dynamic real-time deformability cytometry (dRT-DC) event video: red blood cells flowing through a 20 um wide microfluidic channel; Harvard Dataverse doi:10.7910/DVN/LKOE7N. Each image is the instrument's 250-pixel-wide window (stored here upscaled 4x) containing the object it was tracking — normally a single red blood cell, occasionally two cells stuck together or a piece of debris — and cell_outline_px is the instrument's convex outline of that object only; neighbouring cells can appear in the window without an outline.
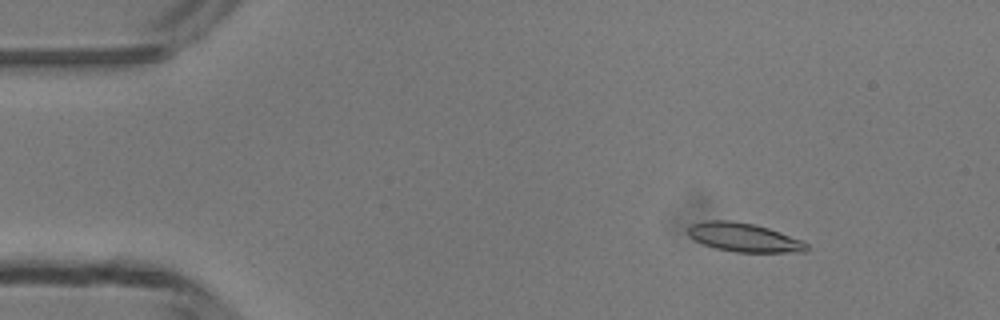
{"species": "common noctule bat (a hibernating species)", "species_latin": "Nyctalus noctula", "temperature_condition": "room temperature", "stored_images_in_passage": 4, "camera_frame_rate_fps": 3000, "um_per_image_px": 0.085, "animal": {"sex": "male", "body_mass_g": 13.3}, "frame": {"image": 1, "passage_image": 2, "time_ms": 1.0, "image_size_px": [1000, 320], "cell_outline_px": [[808, 248], [804, 252], [736, 252], [716, 248], [704, 244], [688, 236], [688, 228], [692, 224], [708, 220], [732, 220], [756, 224], [804, 240], [808, 244]], "centroid_in_image_um": [63.27, 20.17], "position_along_channel_um": 21.7, "area_um2": 19.94}}